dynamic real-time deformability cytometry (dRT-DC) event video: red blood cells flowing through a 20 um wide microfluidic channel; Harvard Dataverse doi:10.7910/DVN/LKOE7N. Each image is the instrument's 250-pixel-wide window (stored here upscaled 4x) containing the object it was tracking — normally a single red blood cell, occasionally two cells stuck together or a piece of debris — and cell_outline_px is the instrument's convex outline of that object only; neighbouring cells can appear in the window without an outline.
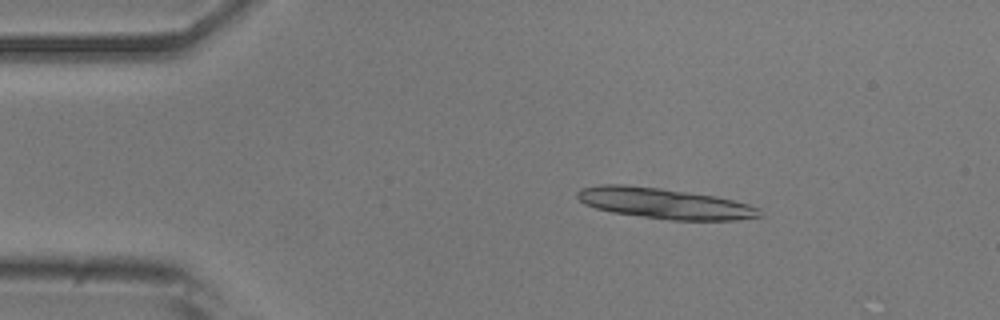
{"species": "common noctule bat (a hibernating species)", "species_latin": "Nyctalus noctula", "temperature_condition": "room temperature", "stored_images_in_passage": 35, "camera_frame_rate_fps": 3000, "um_per_image_px": 0.085, "animal": {"sex": "male", "body_mass_g": 20.5, "forearm_length_mm": 52.5}, "frame": {"image": 1, "passage_image": 4, "time_ms": 1.0, "image_size_px": [1000, 320], "cell_outline_px": [[764, 216], [736, 220], [668, 220], [612, 212], [596, 208], [584, 204], [576, 196], [576, 192], [580, 188], [600, 184], [624, 184], [660, 188], [716, 196], [748, 204], [760, 208]], "centroid_in_image_um": [56.47, 17.28], "position_along_channel_um": 28.5, "area_um2": 32.71}}
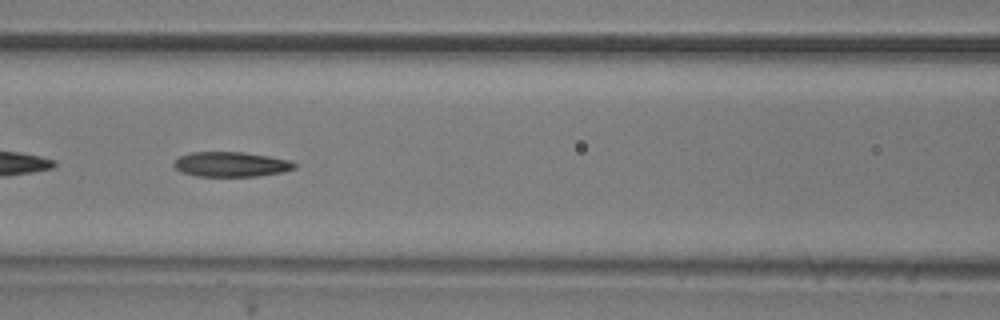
{"frame": {"image": 2, "passage_image": 18, "time_ms": 5.667, "image_size_px": [1000, 320], "cell_outline_px": [[296, 168], [284, 172], [256, 176], [196, 176], [180, 172], [172, 164], [180, 156], [192, 152], [244, 152], [292, 160], [296, 164]], "centroid_in_image_um": [19.66, 13.97], "position_along_channel_um": 146.9, "area_um2": 17.57}}
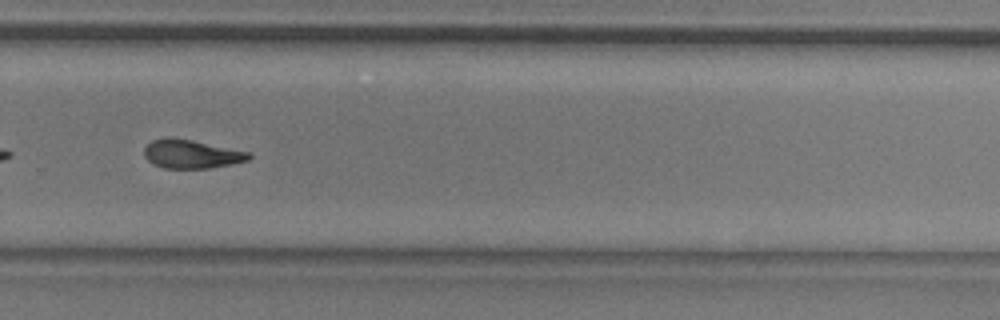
{"frame": {"image": 3, "passage_image": 31, "time_ms": 10.0, "image_size_px": [1000, 320], "cell_outline_px": [[252, 156], [248, 160], [208, 168], [164, 168], [152, 164], [144, 156], [144, 148], [152, 140], [164, 136], [168, 136], [192, 140], [252, 152]], "centroid_in_image_um": [16.24, 13.07], "position_along_channel_um": 313.6, "area_um2": 17.57}, "authors_computed_cell_mechanics": {"area_um2": 18.207, "velocity_mm_per_s": 3.8562, "shape_relaxation_time_tau1_ms": 4.5375, "shape_relaxation_time_tau2_ms": 4.2782, "deformation_change_tau1": 0.1397, "deformation_change_tau2": 0.1356}}